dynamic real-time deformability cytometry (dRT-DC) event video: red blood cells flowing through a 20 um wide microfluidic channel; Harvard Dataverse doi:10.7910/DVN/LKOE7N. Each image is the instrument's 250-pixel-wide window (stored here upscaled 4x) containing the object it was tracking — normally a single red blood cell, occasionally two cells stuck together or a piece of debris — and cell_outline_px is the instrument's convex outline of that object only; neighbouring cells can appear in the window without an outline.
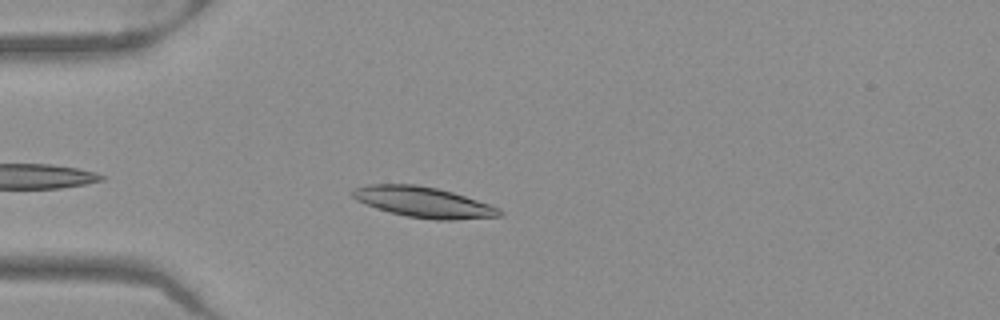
{"species": "Egyptian fruit bat (a non-hibernating species)", "species_latin": "Rousettus aegyptiacus", "temperature_condition": "warm", "stored_images_in_passage": 41, "camera_frame_rate_fps": 3000, "um_per_image_px": 0.085, "frame": {"image": 1, "passage_image": 4, "time_ms": 1.0, "image_size_px": [1000, 320], "cell_outline_px": [[504, 216], [452, 220], [436, 220], [408, 216], [388, 212], [376, 208], [356, 200], [352, 196], [352, 188], [368, 184], [416, 184], [436, 188], [452, 192], [500, 208], [504, 212]], "centroid_in_image_um": [35.99, 17.18], "position_along_channel_um": 49.0, "area_um2": 26.18}}
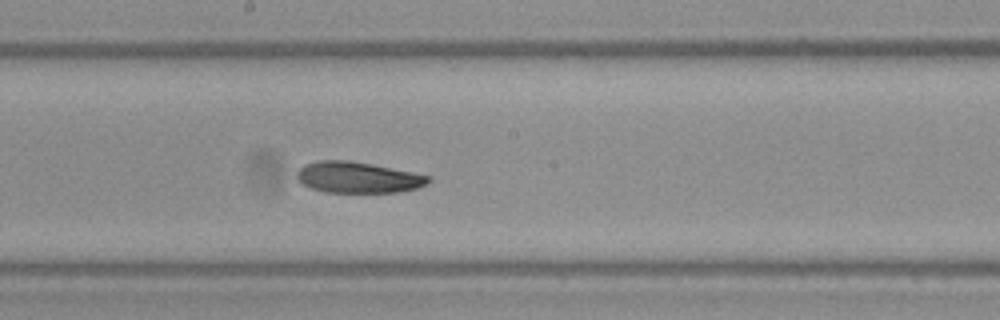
{"frame": {"image": 2, "passage_image": 18, "time_ms": 5.667, "image_size_px": [1000, 320], "cell_outline_px": [[432, 180], [428, 184], [416, 188], [396, 192], [328, 192], [312, 188], [300, 184], [296, 176], [296, 172], [304, 164], [320, 160], [348, 160], [372, 164], [432, 176]], "centroid_in_image_um": [30.42, 15.07], "position_along_channel_um": 217.8, "area_um2": 23.87}}
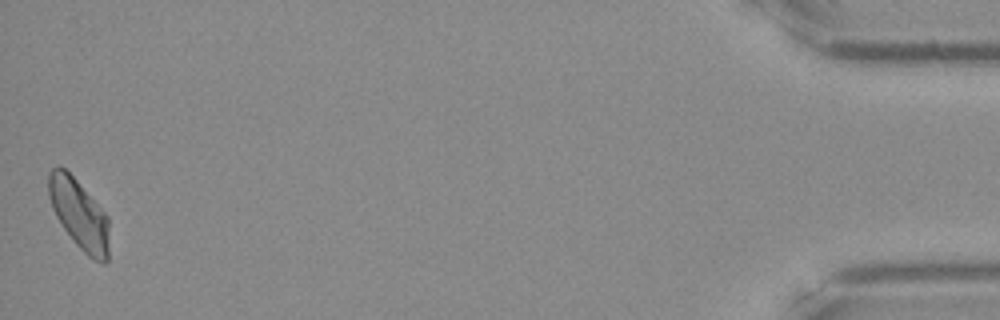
{"frame": {"image": 3, "passage_image": 41, "time_ms": 13.333, "image_size_px": [1000, 320], "cell_outline_px": [[108, 260], [104, 264], [92, 260], [76, 244], [64, 228], [56, 216], [52, 208], [48, 196], [48, 172], [52, 168], [60, 164], [76, 180], [108, 216]], "centroid_in_image_um": [6.71, 18.21], "position_along_channel_um": 428.5, "area_um2": 24.51}, "authors_computed_cell_mechanics": {"area_um2": 24.6228, "velocity_mm_per_s": 3.9319, "shape_relaxation_time_tau1_ms": 3.1988, "shape_relaxation_time_tau2_ms": 6.6207, "deformation_change_tau1": 0.1141, "deformation_change_tau2": 0.1306}}